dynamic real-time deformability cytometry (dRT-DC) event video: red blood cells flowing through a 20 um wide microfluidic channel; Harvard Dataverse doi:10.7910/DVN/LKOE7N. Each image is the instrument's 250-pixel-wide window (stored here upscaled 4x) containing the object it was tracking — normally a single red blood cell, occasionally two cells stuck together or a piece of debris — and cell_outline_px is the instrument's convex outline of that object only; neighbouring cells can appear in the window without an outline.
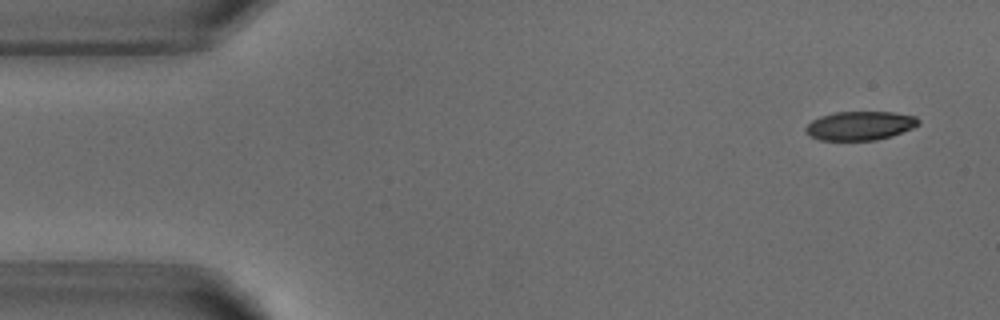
{"species": "common noctule bat (a hibernating species)", "species_latin": "Nyctalus noctula", "temperature_condition": "warm", "stored_images_in_passage": 4, "camera_frame_rate_fps": 3000, "um_per_image_px": 0.085, "animal": {"sex": "male", "body_mass_g": 18.8}, "frame": {"image": 1, "passage_image": 1, "time_ms": 0.0, "image_size_px": [1000, 320], "cell_outline_px": [[920, 124], [912, 128], [892, 136], [876, 140], [820, 140], [812, 136], [804, 128], [812, 120], [820, 116], [836, 112], [892, 112], [916, 116], [920, 120]], "centroid_in_image_um": [73.13, 10.68], "position_along_channel_um": 11.9, "area_um2": 18.9}}
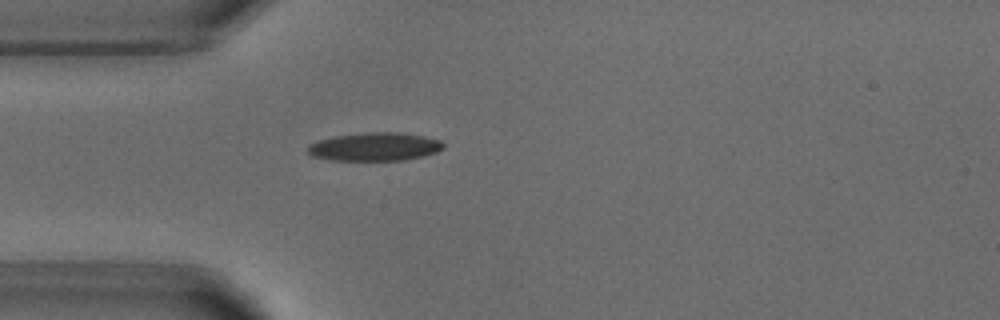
{"frame": {"image": 2, "passage_image": 4, "time_ms": 3.667, "image_size_px": [1000, 320], "cell_outline_px": [[444, 148], [436, 152], [424, 156], [404, 160], [332, 160], [312, 156], [308, 152], [308, 148], [312, 144], [320, 140], [336, 136], [368, 132], [396, 132], [424, 136], [440, 140], [444, 144]], "centroid_in_image_um": [31.9, 12.47], "position_along_channel_um": 53.1, "area_um2": 22.14}}